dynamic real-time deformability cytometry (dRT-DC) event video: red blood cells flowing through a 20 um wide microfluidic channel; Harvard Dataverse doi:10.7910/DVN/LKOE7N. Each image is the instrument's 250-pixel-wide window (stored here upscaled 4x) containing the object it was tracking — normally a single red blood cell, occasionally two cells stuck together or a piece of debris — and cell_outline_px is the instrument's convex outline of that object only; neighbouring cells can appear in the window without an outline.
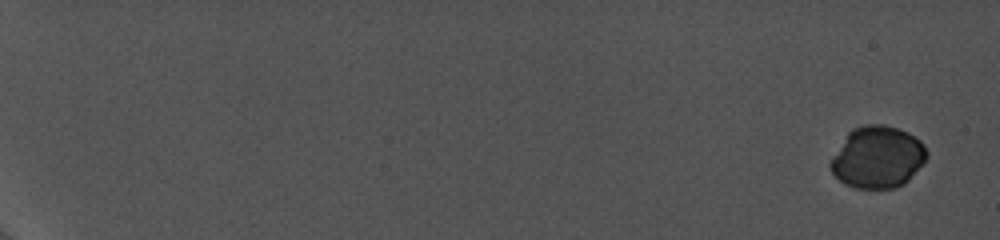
{"species": "common noctule bat (a hibernating species)", "species_latin": "Nyctalus noctula", "temperature_condition": "cold", "stored_images_in_passage": 11, "camera_frame_rate_fps": 5000, "um_per_image_px": 0.085, "animal": {"sex": "female", "body_mass_g": 19.0, "forearm_length_mm": 56.7}, "frame": {"image": 1, "passage_image": 2, "time_ms": 1.0, "image_size_px": [1000, 240], "cell_outline_px": [[928, 156], [908, 180], [904, 184], [896, 188], [856, 188], [844, 184], [832, 172], [828, 164], [848, 132], [852, 128], [864, 124], [884, 124], [908, 132], [920, 140], [924, 144], [928, 152]], "centroid_in_image_um": [74.59, 13.35], "position_along_channel_um": 10.4, "area_um2": 34.68}}